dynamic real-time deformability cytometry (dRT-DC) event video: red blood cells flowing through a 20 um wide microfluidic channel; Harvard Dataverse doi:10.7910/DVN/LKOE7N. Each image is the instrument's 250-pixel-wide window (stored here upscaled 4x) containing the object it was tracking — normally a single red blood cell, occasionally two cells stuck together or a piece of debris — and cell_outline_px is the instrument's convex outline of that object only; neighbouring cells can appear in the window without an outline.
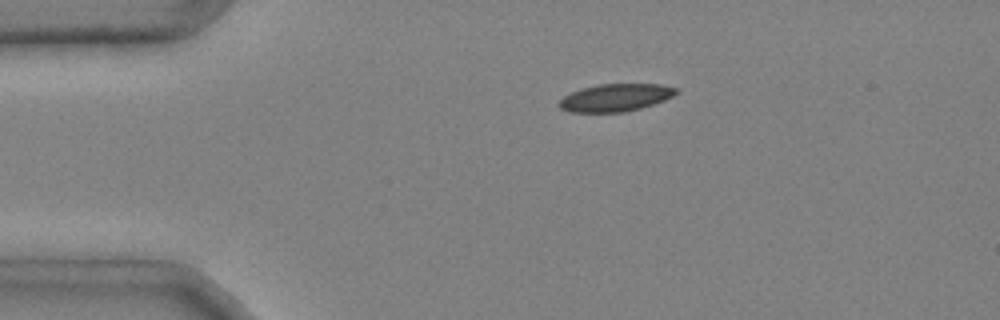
{"species": "common noctule bat (a hibernating species)", "species_latin": "Nyctalus noctula", "temperature_condition": "cold", "stored_images_in_passage": 44, "camera_frame_rate_fps": 3000, "um_per_image_px": 0.085, "animal": {"sex": "male", "body_mass_g": 20.4}, "frame": {"image": 1, "passage_image": 10, "time_ms": 3.0, "image_size_px": [1000, 320], "cell_outline_px": [[680, 92], [664, 100], [640, 108], [624, 112], [568, 112], [560, 108], [556, 104], [564, 96], [572, 92], [584, 88], [600, 84], [660, 84], [676, 88]], "centroid_in_image_um": [52.3, 8.3], "position_along_channel_um": 32.7, "area_um2": 18.67}}
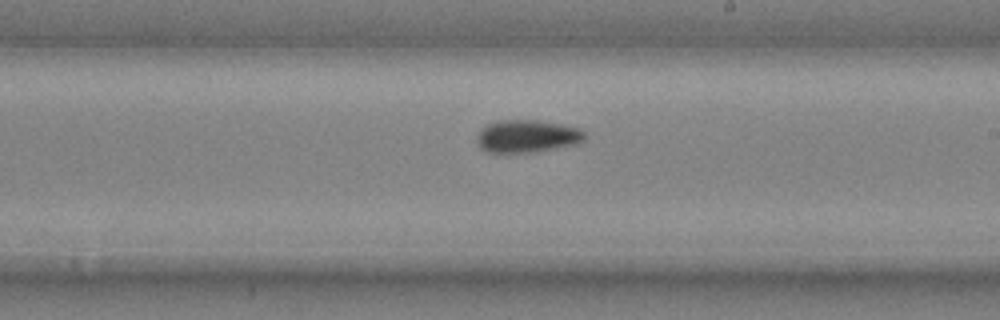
{"frame": {"image": 2, "passage_image": 29, "time_ms": 9.333, "image_size_px": [1000, 320], "cell_outline_px": [[584, 140], [576, 144], [536, 152], [488, 152], [480, 148], [476, 140], [480, 132], [488, 124], [496, 120], [536, 120], [560, 124], [580, 128], [584, 132]], "centroid_in_image_um": [44.81, 11.58], "position_along_channel_um": 244.2, "area_um2": 20.35}}
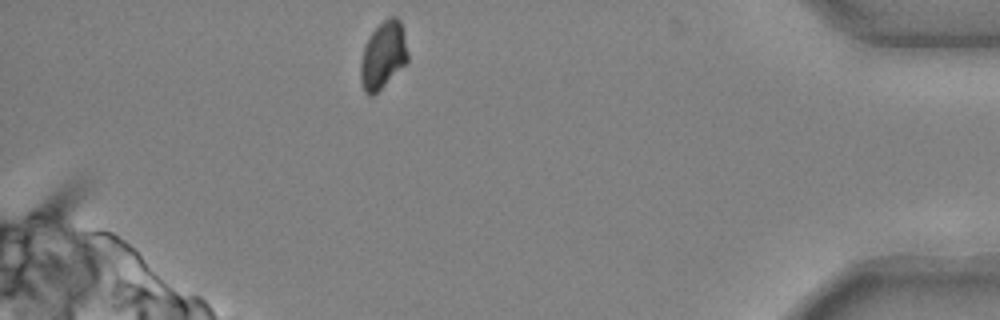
{"frame": {"image": 3, "passage_image": 44, "time_ms": 14.333, "image_size_px": [1000, 320], "cell_outline_px": [[408, 64], [372, 96], [368, 96], [364, 92], [360, 80], [360, 64], [364, 44], [372, 32], [388, 16], [396, 16], [400, 20], [408, 52]], "centroid_in_image_um": [32.57, 4.72], "position_along_channel_um": 402.6, "area_um2": 18.73}, "authors_computed_cell_mechanics": {"area_um2": 19.652, "velocity_mm_per_s": 3.9766, "shape_relaxation_time_tau1_ms": 3.8871, "shape_relaxation_time_tau2_ms": null, "deformation_change_tau1": 0.1097, "deformation_change_tau2": null}}